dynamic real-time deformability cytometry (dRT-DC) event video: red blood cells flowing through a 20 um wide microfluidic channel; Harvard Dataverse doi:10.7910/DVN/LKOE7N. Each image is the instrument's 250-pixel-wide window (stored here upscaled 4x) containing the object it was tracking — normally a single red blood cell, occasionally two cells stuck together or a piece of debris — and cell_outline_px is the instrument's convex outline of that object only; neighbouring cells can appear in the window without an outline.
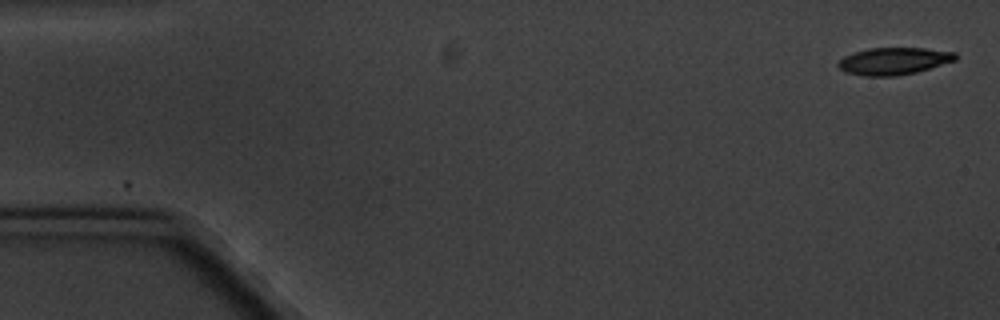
{"species": "common noctule bat (a hibernating species)", "species_latin": "Nyctalus noctula", "temperature_condition": "cold", "stored_images_in_passage": 2, "camera_frame_rate_fps": 3000, "um_per_image_px": 0.085, "animal": {"sex": "male", "body_mass_g": 20.1, "forearm_length_mm": 53.5}, "frame": {"image": 1, "passage_image": 2, "time_ms": 1.333, "image_size_px": [1000, 320], "cell_outline_px": [[956, 60], [916, 72], [892, 76], [868, 76], [844, 72], [836, 64], [844, 56], [852, 52], [868, 48], [924, 48], [956, 52]], "centroid_in_image_um": [75.94, 5.18], "position_along_channel_um": 9.1, "area_um2": 18.5}}